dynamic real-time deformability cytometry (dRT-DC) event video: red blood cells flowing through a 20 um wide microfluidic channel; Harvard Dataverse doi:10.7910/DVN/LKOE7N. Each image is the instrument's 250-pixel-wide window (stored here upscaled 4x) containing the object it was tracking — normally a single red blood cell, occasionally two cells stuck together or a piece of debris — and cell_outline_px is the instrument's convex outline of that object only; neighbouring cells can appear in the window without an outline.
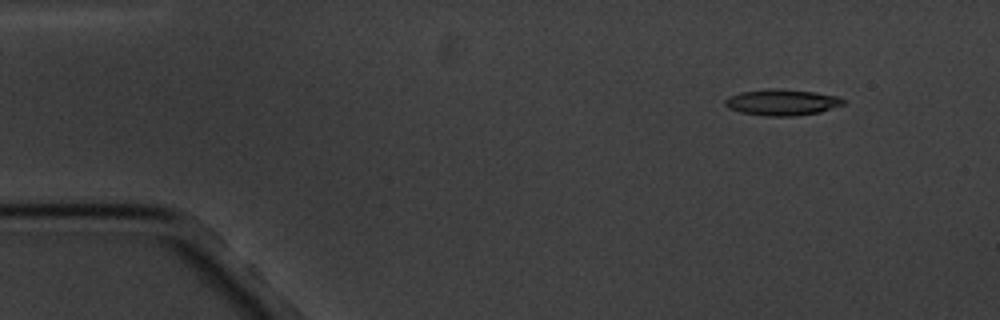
{"species": "common noctule bat (a hibernating species)", "species_latin": "Nyctalus noctula", "temperature_condition": "cold", "stored_images_in_passage": 3, "camera_frame_rate_fps": 3000, "um_per_image_px": 0.085, "animal": {"sex": "male", "body_mass_g": 20.1, "forearm_length_mm": 53.5}, "frame": {"image": 1, "passage_image": 1, "time_ms": 0.0, "image_size_px": [1000, 320], "cell_outline_px": [[848, 100], [844, 104], [820, 112], [792, 116], [764, 116], [740, 112], [728, 108], [724, 104], [724, 100], [728, 96], [740, 92], [768, 88], [776, 88], [816, 92], [840, 96]], "centroid_in_image_um": [66.48, 8.68], "position_along_channel_um": 18.5, "area_um2": 18.32}}
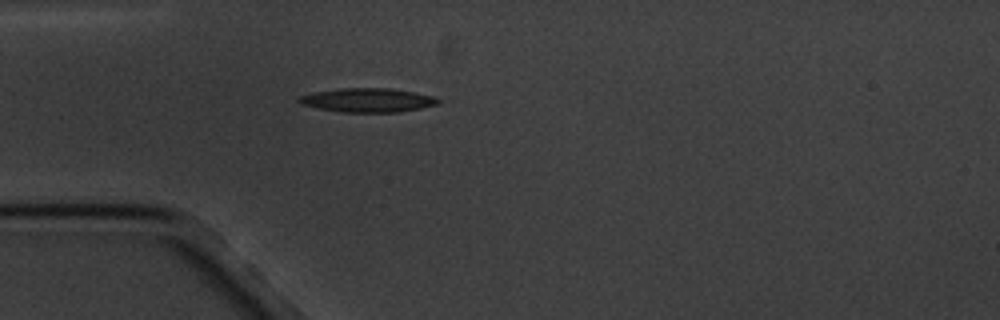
{"frame": {"image": 2, "passage_image": 3, "time_ms": 3.333, "image_size_px": [1000, 320], "cell_outline_px": [[440, 100], [436, 104], [420, 108], [400, 112], [340, 112], [316, 108], [300, 104], [296, 100], [300, 96], [312, 92], [340, 88], [388, 88], [436, 96]], "centroid_in_image_um": [31.2, 8.51], "position_along_channel_um": 53.8, "area_um2": 19.48}}